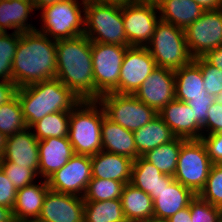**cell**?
<instances>
[{"label":"cell","instance_id":"836d02e7","mask_svg":"<svg viewBox=\"0 0 222 222\" xmlns=\"http://www.w3.org/2000/svg\"><path fill=\"white\" fill-rule=\"evenodd\" d=\"M123 182L111 179L92 178L83 196L84 202L120 199Z\"/></svg>","mask_w":222,"mask_h":222},{"label":"cell","instance_id":"74e56055","mask_svg":"<svg viewBox=\"0 0 222 222\" xmlns=\"http://www.w3.org/2000/svg\"><path fill=\"white\" fill-rule=\"evenodd\" d=\"M201 67L203 88L215 98L222 92V70L209 64L203 57L194 58Z\"/></svg>","mask_w":222,"mask_h":222},{"label":"cell","instance_id":"30bf717a","mask_svg":"<svg viewBox=\"0 0 222 222\" xmlns=\"http://www.w3.org/2000/svg\"><path fill=\"white\" fill-rule=\"evenodd\" d=\"M127 48L91 42L95 100L107 93H118L121 65Z\"/></svg>","mask_w":222,"mask_h":222},{"label":"cell","instance_id":"d6986e66","mask_svg":"<svg viewBox=\"0 0 222 222\" xmlns=\"http://www.w3.org/2000/svg\"><path fill=\"white\" fill-rule=\"evenodd\" d=\"M68 137L46 138L39 141V177L47 180L74 155Z\"/></svg>","mask_w":222,"mask_h":222},{"label":"cell","instance_id":"3957f363","mask_svg":"<svg viewBox=\"0 0 222 222\" xmlns=\"http://www.w3.org/2000/svg\"><path fill=\"white\" fill-rule=\"evenodd\" d=\"M27 128L54 112H70L82 100L59 79L53 78L17 88Z\"/></svg>","mask_w":222,"mask_h":222},{"label":"cell","instance_id":"9f6ffc18","mask_svg":"<svg viewBox=\"0 0 222 222\" xmlns=\"http://www.w3.org/2000/svg\"><path fill=\"white\" fill-rule=\"evenodd\" d=\"M77 1L87 4V3L98 2L99 0H77Z\"/></svg>","mask_w":222,"mask_h":222},{"label":"cell","instance_id":"5bb4252c","mask_svg":"<svg viewBox=\"0 0 222 222\" xmlns=\"http://www.w3.org/2000/svg\"><path fill=\"white\" fill-rule=\"evenodd\" d=\"M155 68L156 62L146 47H128L121 65L118 93L134 95Z\"/></svg>","mask_w":222,"mask_h":222},{"label":"cell","instance_id":"681fc988","mask_svg":"<svg viewBox=\"0 0 222 222\" xmlns=\"http://www.w3.org/2000/svg\"><path fill=\"white\" fill-rule=\"evenodd\" d=\"M66 0H33L34 9L37 11L43 9L44 7H47L49 5H53L57 2H62Z\"/></svg>","mask_w":222,"mask_h":222},{"label":"cell","instance_id":"11a10c76","mask_svg":"<svg viewBox=\"0 0 222 222\" xmlns=\"http://www.w3.org/2000/svg\"><path fill=\"white\" fill-rule=\"evenodd\" d=\"M142 222H168L167 219H159V218H155V217H151L145 221Z\"/></svg>","mask_w":222,"mask_h":222},{"label":"cell","instance_id":"bcb514c9","mask_svg":"<svg viewBox=\"0 0 222 222\" xmlns=\"http://www.w3.org/2000/svg\"><path fill=\"white\" fill-rule=\"evenodd\" d=\"M167 220L168 222H192L189 206L181 209Z\"/></svg>","mask_w":222,"mask_h":222},{"label":"cell","instance_id":"8992f818","mask_svg":"<svg viewBox=\"0 0 222 222\" xmlns=\"http://www.w3.org/2000/svg\"><path fill=\"white\" fill-rule=\"evenodd\" d=\"M145 47L157 67L176 70L194 60L186 44L184 29L162 20L156 24L152 38Z\"/></svg>","mask_w":222,"mask_h":222},{"label":"cell","instance_id":"816d5d0a","mask_svg":"<svg viewBox=\"0 0 222 222\" xmlns=\"http://www.w3.org/2000/svg\"><path fill=\"white\" fill-rule=\"evenodd\" d=\"M164 0H134L137 4L153 5L158 7Z\"/></svg>","mask_w":222,"mask_h":222},{"label":"cell","instance_id":"f1b7e54d","mask_svg":"<svg viewBox=\"0 0 222 222\" xmlns=\"http://www.w3.org/2000/svg\"><path fill=\"white\" fill-rule=\"evenodd\" d=\"M136 150L140 156L176 138L162 118L157 115L144 127L133 132Z\"/></svg>","mask_w":222,"mask_h":222},{"label":"cell","instance_id":"2e32d148","mask_svg":"<svg viewBox=\"0 0 222 222\" xmlns=\"http://www.w3.org/2000/svg\"><path fill=\"white\" fill-rule=\"evenodd\" d=\"M38 218L44 222H84L83 197L49 189Z\"/></svg>","mask_w":222,"mask_h":222},{"label":"cell","instance_id":"f35d334b","mask_svg":"<svg viewBox=\"0 0 222 222\" xmlns=\"http://www.w3.org/2000/svg\"><path fill=\"white\" fill-rule=\"evenodd\" d=\"M192 222H218L222 209L196 195L189 203Z\"/></svg>","mask_w":222,"mask_h":222},{"label":"cell","instance_id":"680465c9","mask_svg":"<svg viewBox=\"0 0 222 222\" xmlns=\"http://www.w3.org/2000/svg\"><path fill=\"white\" fill-rule=\"evenodd\" d=\"M218 222H222V212H221V214H220V216H219Z\"/></svg>","mask_w":222,"mask_h":222},{"label":"cell","instance_id":"ac0fdd59","mask_svg":"<svg viewBox=\"0 0 222 222\" xmlns=\"http://www.w3.org/2000/svg\"><path fill=\"white\" fill-rule=\"evenodd\" d=\"M158 115L176 137L201 139L202 129L194 122L193 110L186 102L174 99L165 105Z\"/></svg>","mask_w":222,"mask_h":222},{"label":"cell","instance_id":"6da1fadb","mask_svg":"<svg viewBox=\"0 0 222 222\" xmlns=\"http://www.w3.org/2000/svg\"><path fill=\"white\" fill-rule=\"evenodd\" d=\"M56 40L37 29L18 33L12 61V82L17 88L56 78Z\"/></svg>","mask_w":222,"mask_h":222},{"label":"cell","instance_id":"44dd1931","mask_svg":"<svg viewBox=\"0 0 222 222\" xmlns=\"http://www.w3.org/2000/svg\"><path fill=\"white\" fill-rule=\"evenodd\" d=\"M196 195L175 179L156 194L153 200L155 218L168 219L178 211L189 206Z\"/></svg>","mask_w":222,"mask_h":222},{"label":"cell","instance_id":"6f0895ef","mask_svg":"<svg viewBox=\"0 0 222 222\" xmlns=\"http://www.w3.org/2000/svg\"><path fill=\"white\" fill-rule=\"evenodd\" d=\"M216 101L222 105V92L216 97Z\"/></svg>","mask_w":222,"mask_h":222},{"label":"cell","instance_id":"4fadbf2b","mask_svg":"<svg viewBox=\"0 0 222 222\" xmlns=\"http://www.w3.org/2000/svg\"><path fill=\"white\" fill-rule=\"evenodd\" d=\"M122 18L129 47H145L152 38L160 15L156 6L132 3L122 6Z\"/></svg>","mask_w":222,"mask_h":222},{"label":"cell","instance_id":"52a82bcc","mask_svg":"<svg viewBox=\"0 0 222 222\" xmlns=\"http://www.w3.org/2000/svg\"><path fill=\"white\" fill-rule=\"evenodd\" d=\"M41 28H36L50 39H72L84 35L85 4L66 0L40 10Z\"/></svg>","mask_w":222,"mask_h":222},{"label":"cell","instance_id":"4316f807","mask_svg":"<svg viewBox=\"0 0 222 222\" xmlns=\"http://www.w3.org/2000/svg\"><path fill=\"white\" fill-rule=\"evenodd\" d=\"M175 99L188 102L192 97H206L208 92L203 88L201 67L193 60L190 64L174 70Z\"/></svg>","mask_w":222,"mask_h":222},{"label":"cell","instance_id":"c3c4849f","mask_svg":"<svg viewBox=\"0 0 222 222\" xmlns=\"http://www.w3.org/2000/svg\"><path fill=\"white\" fill-rule=\"evenodd\" d=\"M13 221H14L13 210L5 206H0V222H13Z\"/></svg>","mask_w":222,"mask_h":222},{"label":"cell","instance_id":"7a4b0ae2","mask_svg":"<svg viewBox=\"0 0 222 222\" xmlns=\"http://www.w3.org/2000/svg\"><path fill=\"white\" fill-rule=\"evenodd\" d=\"M56 78L81 100H95L91 41L81 35L56 40Z\"/></svg>","mask_w":222,"mask_h":222},{"label":"cell","instance_id":"f907efd6","mask_svg":"<svg viewBox=\"0 0 222 222\" xmlns=\"http://www.w3.org/2000/svg\"><path fill=\"white\" fill-rule=\"evenodd\" d=\"M98 2L104 4H113L118 6H126L128 4L134 3V0H99Z\"/></svg>","mask_w":222,"mask_h":222},{"label":"cell","instance_id":"e575fe53","mask_svg":"<svg viewBox=\"0 0 222 222\" xmlns=\"http://www.w3.org/2000/svg\"><path fill=\"white\" fill-rule=\"evenodd\" d=\"M18 33L0 35V80L12 81V61L17 50Z\"/></svg>","mask_w":222,"mask_h":222},{"label":"cell","instance_id":"f546056e","mask_svg":"<svg viewBox=\"0 0 222 222\" xmlns=\"http://www.w3.org/2000/svg\"><path fill=\"white\" fill-rule=\"evenodd\" d=\"M186 140L185 138L176 137L171 142L147 151L142 157L153 164L161 173L174 176L180 148Z\"/></svg>","mask_w":222,"mask_h":222},{"label":"cell","instance_id":"1f68e13d","mask_svg":"<svg viewBox=\"0 0 222 222\" xmlns=\"http://www.w3.org/2000/svg\"><path fill=\"white\" fill-rule=\"evenodd\" d=\"M69 121L70 112H54L34 123L30 129L39 141L46 138L67 137Z\"/></svg>","mask_w":222,"mask_h":222},{"label":"cell","instance_id":"db71d44e","mask_svg":"<svg viewBox=\"0 0 222 222\" xmlns=\"http://www.w3.org/2000/svg\"><path fill=\"white\" fill-rule=\"evenodd\" d=\"M5 142H6V137L0 132V157L3 153Z\"/></svg>","mask_w":222,"mask_h":222},{"label":"cell","instance_id":"ffe728a7","mask_svg":"<svg viewBox=\"0 0 222 222\" xmlns=\"http://www.w3.org/2000/svg\"><path fill=\"white\" fill-rule=\"evenodd\" d=\"M133 159L101 150L91 156L92 178L131 181Z\"/></svg>","mask_w":222,"mask_h":222},{"label":"cell","instance_id":"d4e9b609","mask_svg":"<svg viewBox=\"0 0 222 222\" xmlns=\"http://www.w3.org/2000/svg\"><path fill=\"white\" fill-rule=\"evenodd\" d=\"M39 181L17 190L12 208L14 218L31 219L40 216L45 195L50 188L47 180Z\"/></svg>","mask_w":222,"mask_h":222},{"label":"cell","instance_id":"277c9868","mask_svg":"<svg viewBox=\"0 0 222 222\" xmlns=\"http://www.w3.org/2000/svg\"><path fill=\"white\" fill-rule=\"evenodd\" d=\"M105 116L98 100H82L70 111L67 137L75 154L93 156L102 150L101 127Z\"/></svg>","mask_w":222,"mask_h":222},{"label":"cell","instance_id":"ba28073f","mask_svg":"<svg viewBox=\"0 0 222 222\" xmlns=\"http://www.w3.org/2000/svg\"><path fill=\"white\" fill-rule=\"evenodd\" d=\"M213 163L201 139H188L181 148L174 179L198 195L203 189Z\"/></svg>","mask_w":222,"mask_h":222},{"label":"cell","instance_id":"60d3db41","mask_svg":"<svg viewBox=\"0 0 222 222\" xmlns=\"http://www.w3.org/2000/svg\"><path fill=\"white\" fill-rule=\"evenodd\" d=\"M222 132V105L216 100L207 112L205 124L202 128V136Z\"/></svg>","mask_w":222,"mask_h":222},{"label":"cell","instance_id":"ab89813d","mask_svg":"<svg viewBox=\"0 0 222 222\" xmlns=\"http://www.w3.org/2000/svg\"><path fill=\"white\" fill-rule=\"evenodd\" d=\"M216 98L212 95L206 97H192L187 104L191 107L194 113V122L202 129L205 124L207 112L210 106L215 102Z\"/></svg>","mask_w":222,"mask_h":222},{"label":"cell","instance_id":"8fae6325","mask_svg":"<svg viewBox=\"0 0 222 222\" xmlns=\"http://www.w3.org/2000/svg\"><path fill=\"white\" fill-rule=\"evenodd\" d=\"M184 31L191 56L203 57L208 51L222 45V9L205 10Z\"/></svg>","mask_w":222,"mask_h":222},{"label":"cell","instance_id":"4dcf8cb0","mask_svg":"<svg viewBox=\"0 0 222 222\" xmlns=\"http://www.w3.org/2000/svg\"><path fill=\"white\" fill-rule=\"evenodd\" d=\"M84 222H127L121 200L84 202Z\"/></svg>","mask_w":222,"mask_h":222},{"label":"cell","instance_id":"7402d4cb","mask_svg":"<svg viewBox=\"0 0 222 222\" xmlns=\"http://www.w3.org/2000/svg\"><path fill=\"white\" fill-rule=\"evenodd\" d=\"M102 150L137 159L140 155L136 150L134 133L114 123L106 116L101 127Z\"/></svg>","mask_w":222,"mask_h":222},{"label":"cell","instance_id":"9a60e30c","mask_svg":"<svg viewBox=\"0 0 222 222\" xmlns=\"http://www.w3.org/2000/svg\"><path fill=\"white\" fill-rule=\"evenodd\" d=\"M134 96L157 113L175 99V73L168 68L157 67L146 78Z\"/></svg>","mask_w":222,"mask_h":222},{"label":"cell","instance_id":"484cf974","mask_svg":"<svg viewBox=\"0 0 222 222\" xmlns=\"http://www.w3.org/2000/svg\"><path fill=\"white\" fill-rule=\"evenodd\" d=\"M120 200L127 222H142L154 217L150 195L130 182L124 185Z\"/></svg>","mask_w":222,"mask_h":222},{"label":"cell","instance_id":"d590c367","mask_svg":"<svg viewBox=\"0 0 222 222\" xmlns=\"http://www.w3.org/2000/svg\"><path fill=\"white\" fill-rule=\"evenodd\" d=\"M200 198L222 209V164H213Z\"/></svg>","mask_w":222,"mask_h":222},{"label":"cell","instance_id":"7bdbcfd3","mask_svg":"<svg viewBox=\"0 0 222 222\" xmlns=\"http://www.w3.org/2000/svg\"><path fill=\"white\" fill-rule=\"evenodd\" d=\"M17 188L0 168V206L13 208L16 201Z\"/></svg>","mask_w":222,"mask_h":222},{"label":"cell","instance_id":"f6af8a7d","mask_svg":"<svg viewBox=\"0 0 222 222\" xmlns=\"http://www.w3.org/2000/svg\"><path fill=\"white\" fill-rule=\"evenodd\" d=\"M203 58L214 67L222 70V45L208 51Z\"/></svg>","mask_w":222,"mask_h":222},{"label":"cell","instance_id":"e0dca14e","mask_svg":"<svg viewBox=\"0 0 222 222\" xmlns=\"http://www.w3.org/2000/svg\"><path fill=\"white\" fill-rule=\"evenodd\" d=\"M0 162H12L34 169L39 176V140L30 128L6 137Z\"/></svg>","mask_w":222,"mask_h":222},{"label":"cell","instance_id":"f5cc1de1","mask_svg":"<svg viewBox=\"0 0 222 222\" xmlns=\"http://www.w3.org/2000/svg\"><path fill=\"white\" fill-rule=\"evenodd\" d=\"M13 222H44L39 218H31V219H21V218H14Z\"/></svg>","mask_w":222,"mask_h":222},{"label":"cell","instance_id":"603a6c76","mask_svg":"<svg viewBox=\"0 0 222 222\" xmlns=\"http://www.w3.org/2000/svg\"><path fill=\"white\" fill-rule=\"evenodd\" d=\"M33 11L36 10L33 2L29 0H0V29L4 33L8 30L22 33L36 29L37 27L29 21Z\"/></svg>","mask_w":222,"mask_h":222},{"label":"cell","instance_id":"5b68a950","mask_svg":"<svg viewBox=\"0 0 222 222\" xmlns=\"http://www.w3.org/2000/svg\"><path fill=\"white\" fill-rule=\"evenodd\" d=\"M84 35L91 42L129 47L122 6L100 2L85 4Z\"/></svg>","mask_w":222,"mask_h":222},{"label":"cell","instance_id":"ee69618b","mask_svg":"<svg viewBox=\"0 0 222 222\" xmlns=\"http://www.w3.org/2000/svg\"><path fill=\"white\" fill-rule=\"evenodd\" d=\"M17 87L12 81L0 80V105L8 102L16 95Z\"/></svg>","mask_w":222,"mask_h":222},{"label":"cell","instance_id":"d6a6232c","mask_svg":"<svg viewBox=\"0 0 222 222\" xmlns=\"http://www.w3.org/2000/svg\"><path fill=\"white\" fill-rule=\"evenodd\" d=\"M27 128L18 96L0 105V132L11 136Z\"/></svg>","mask_w":222,"mask_h":222},{"label":"cell","instance_id":"7c38bea8","mask_svg":"<svg viewBox=\"0 0 222 222\" xmlns=\"http://www.w3.org/2000/svg\"><path fill=\"white\" fill-rule=\"evenodd\" d=\"M91 179V156L74 154L47 183L50 190L83 197Z\"/></svg>","mask_w":222,"mask_h":222},{"label":"cell","instance_id":"7dc6e473","mask_svg":"<svg viewBox=\"0 0 222 222\" xmlns=\"http://www.w3.org/2000/svg\"><path fill=\"white\" fill-rule=\"evenodd\" d=\"M198 3L204 10L222 9V0H193Z\"/></svg>","mask_w":222,"mask_h":222},{"label":"cell","instance_id":"cb8c5ba5","mask_svg":"<svg viewBox=\"0 0 222 222\" xmlns=\"http://www.w3.org/2000/svg\"><path fill=\"white\" fill-rule=\"evenodd\" d=\"M173 180V176L161 173L142 156L133 161L130 183L150 195L152 200L156 199V194Z\"/></svg>","mask_w":222,"mask_h":222},{"label":"cell","instance_id":"b9f144b4","mask_svg":"<svg viewBox=\"0 0 222 222\" xmlns=\"http://www.w3.org/2000/svg\"><path fill=\"white\" fill-rule=\"evenodd\" d=\"M213 164H222V132L201 137Z\"/></svg>","mask_w":222,"mask_h":222},{"label":"cell","instance_id":"8d00e7d4","mask_svg":"<svg viewBox=\"0 0 222 222\" xmlns=\"http://www.w3.org/2000/svg\"><path fill=\"white\" fill-rule=\"evenodd\" d=\"M0 168L17 190L28 186L39 179L38 173L34 169L17 165L12 162H0Z\"/></svg>","mask_w":222,"mask_h":222},{"label":"cell","instance_id":"83f0119b","mask_svg":"<svg viewBox=\"0 0 222 222\" xmlns=\"http://www.w3.org/2000/svg\"><path fill=\"white\" fill-rule=\"evenodd\" d=\"M158 9L160 20L184 30L205 11L193 0H164Z\"/></svg>","mask_w":222,"mask_h":222},{"label":"cell","instance_id":"9c48e42d","mask_svg":"<svg viewBox=\"0 0 222 222\" xmlns=\"http://www.w3.org/2000/svg\"><path fill=\"white\" fill-rule=\"evenodd\" d=\"M97 100L107 118L132 132L144 127L158 115L132 94L107 93Z\"/></svg>","mask_w":222,"mask_h":222}]
</instances>
